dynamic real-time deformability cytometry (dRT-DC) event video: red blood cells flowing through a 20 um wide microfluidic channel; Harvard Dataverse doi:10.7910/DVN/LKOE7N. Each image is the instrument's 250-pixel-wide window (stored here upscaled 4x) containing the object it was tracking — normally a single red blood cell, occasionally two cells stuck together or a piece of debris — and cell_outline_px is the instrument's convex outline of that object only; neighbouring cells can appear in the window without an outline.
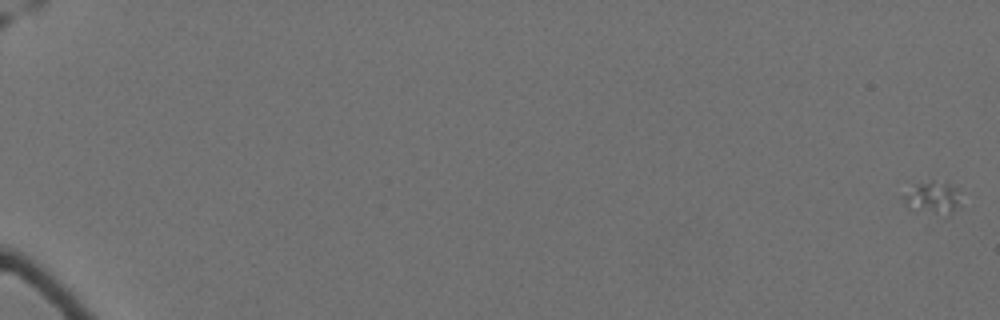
{"species": "Egyptian fruit bat (a non-hibernating species)", "species_latin": "Rousettus aegyptiacus", "temperature_condition": "cold", "stored_images_in_passage": 8, "camera_frame_rate_fps": 3000, "um_per_image_px": 0.085, "animal": {"sex": "female"}, "frame": {"image": 1, "passage_image": 1, "time_ms": 0.0, "image_size_px": [1000, 320], "cell_outline_px": [[960, 204], [948, 216], [912, 212], [908, 208], [904, 200], [904, 196], [916, 184], [932, 180], [948, 184], [960, 188]], "centroid_in_image_um": [79.32, 16.86], "position_along_channel_um": 5.7, "area_um2": 11.16}}